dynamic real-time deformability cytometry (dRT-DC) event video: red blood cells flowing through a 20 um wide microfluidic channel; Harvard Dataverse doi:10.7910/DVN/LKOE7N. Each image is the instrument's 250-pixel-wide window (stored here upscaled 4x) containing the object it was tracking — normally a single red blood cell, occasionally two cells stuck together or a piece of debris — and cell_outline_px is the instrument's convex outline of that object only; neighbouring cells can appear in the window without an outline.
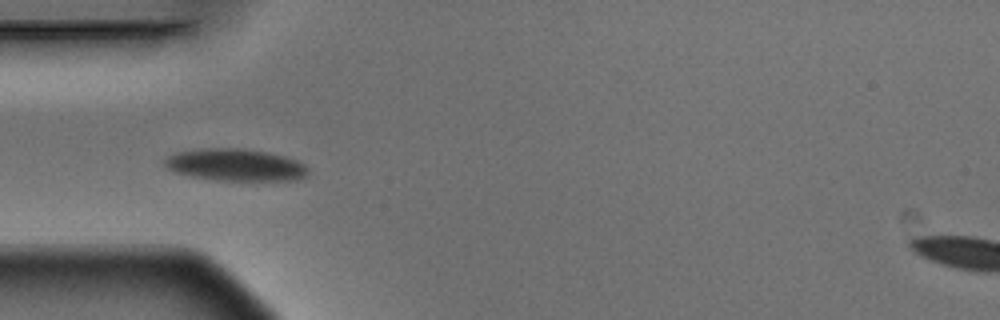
{"species": "Egyptian fruit bat (a non-hibernating species)", "species_latin": "Rousettus aegyptiacus", "temperature_condition": "warm", "stored_images_in_passage": 7, "camera_frame_rate_fps": 3000, "um_per_image_px": 0.085, "animal": {"sex": "male"}, "frame": {"image": 1, "passage_image": 5, "time_ms": 1.333, "image_size_px": [1000, 320], "cell_outline_px": [[308, 172], [300, 180], [216, 180], [192, 176], [176, 172], [168, 168], [164, 164], [164, 160], [168, 156], [176, 152], [200, 148], [244, 148], [268, 152], [284, 156], [296, 160], [304, 164], [308, 168]], "centroid_in_image_um": [20.02, 14.0], "position_along_channel_um": 65.0, "area_um2": 26.82}}
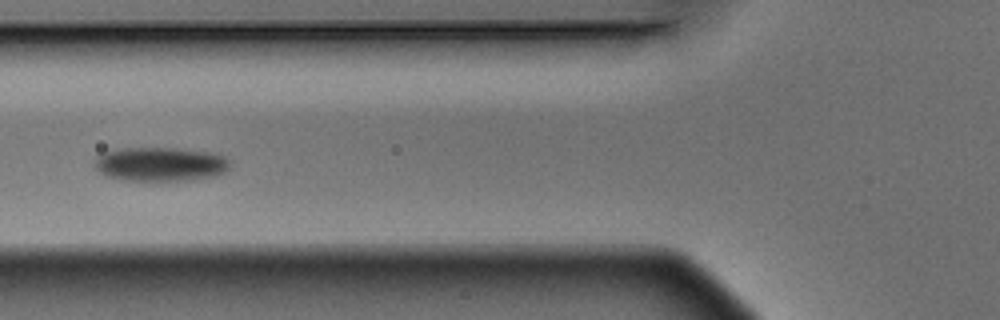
{"frame": {"image": 2, "passage_image": 6, "time_ms": 1.667, "image_size_px": [1000, 320], "cell_outline_px": [[232, 164], [224, 172], [216, 176], [192, 180], [128, 180], [108, 176], [100, 172], [92, 164], [96, 156], [104, 152], [124, 148], [176, 148], [212, 152], [224, 156], [232, 160]], "centroid_in_image_um": [13.68, 13.94], "position_along_channel_um": 112.1, "area_um2": 27.05}}
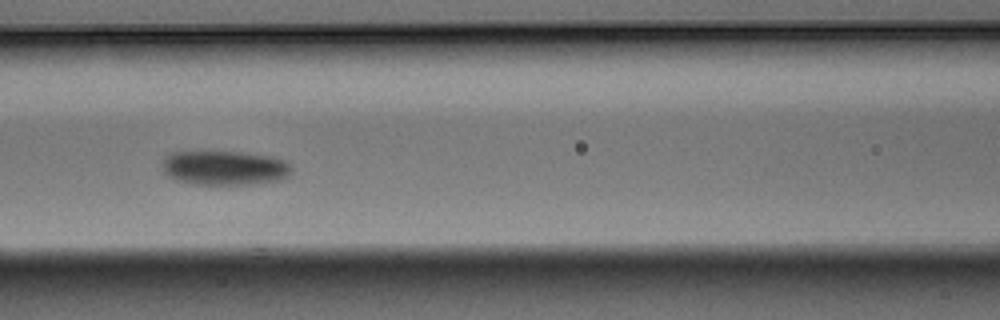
{"frame": {"image": 3, "passage_image": 7, "time_ms": 2.0, "image_size_px": [1000, 320], "cell_outline_px": [[292, 172], [288, 176], [280, 180], [252, 184], [196, 184], [176, 180], [168, 176], [164, 172], [160, 164], [164, 156], [172, 152], [240, 152], [272, 156], [284, 160], [292, 168]], "centroid_in_image_um": [19.07, 14.27], "position_along_channel_um": 147.5, "area_um2": 26.07}}